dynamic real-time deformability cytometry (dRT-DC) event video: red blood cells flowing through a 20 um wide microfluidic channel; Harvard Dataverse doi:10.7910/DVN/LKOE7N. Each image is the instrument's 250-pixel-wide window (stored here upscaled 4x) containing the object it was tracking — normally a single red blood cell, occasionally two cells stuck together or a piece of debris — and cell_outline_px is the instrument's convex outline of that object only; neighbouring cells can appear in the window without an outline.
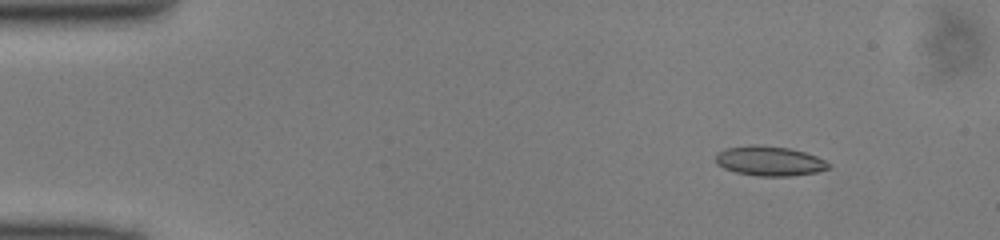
{"species": "common noctule bat (a hibernating species)", "species_latin": "Nyctalus noctula", "temperature_condition": "cold", "stored_images_in_passage": 49, "camera_frame_rate_fps": 3000, "um_per_image_px": 0.085, "animal": {"sex": "male", "body_mass_g": 13.0, "forearm_length_mm": 53.1}, "frame": {"image": 1, "passage_image": 6, "time_ms": 1.667, "image_size_px": [1000, 240], "cell_outline_px": [[832, 164], [828, 168], [816, 172], [792, 176], [756, 176], [736, 172], [724, 168], [716, 164], [716, 152], [724, 148], [748, 144], [760, 144], [788, 148], [804, 152], [816, 156]], "centroid_in_image_um": [65.36, 13.67], "position_along_channel_um": 19.6, "area_um2": 19.77}}
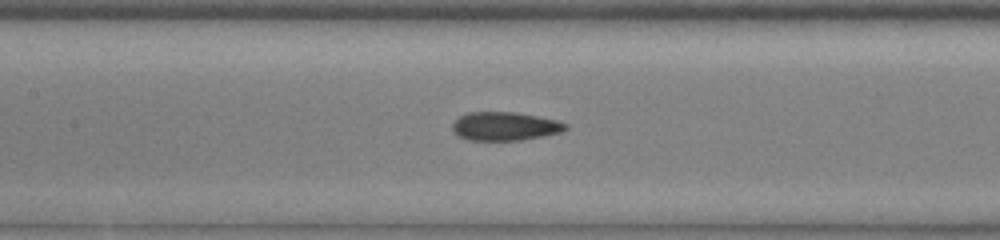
{"frame": {"image": 2, "passage_image": 23, "time_ms": 7.333, "image_size_px": [1000, 240], "cell_outline_px": [[568, 128], [560, 132], [520, 140], [468, 140], [460, 136], [452, 128], [452, 124], [460, 116], [468, 112], [516, 112], [556, 120], [568, 124]], "centroid_in_image_um": [42.91, 10.72], "position_along_channel_um": 164.5, "area_um2": 18.55}}
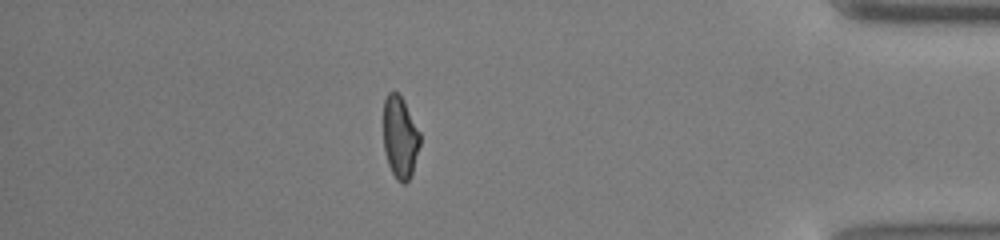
{"frame": {"image": 3, "passage_image": 43, "time_ms": 14.0, "image_size_px": [1000, 240], "cell_outline_px": [[420, 144], [412, 172], [408, 180], [404, 184], [396, 180], [388, 164], [384, 148], [384, 100], [388, 92], [396, 92], [404, 100], [420, 132]], "centroid_in_image_um": [34.0, 11.66], "position_along_channel_um": 401.2, "area_um2": 17.4}}